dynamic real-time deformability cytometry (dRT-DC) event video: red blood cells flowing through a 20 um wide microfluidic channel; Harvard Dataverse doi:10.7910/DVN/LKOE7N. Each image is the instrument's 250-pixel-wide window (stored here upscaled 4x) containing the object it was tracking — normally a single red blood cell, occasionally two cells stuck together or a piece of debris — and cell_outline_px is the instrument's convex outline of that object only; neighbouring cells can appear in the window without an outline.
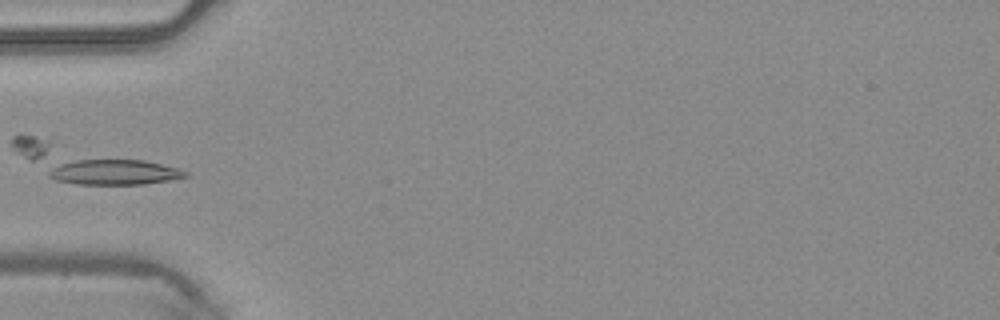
{"species": "common noctule bat (a hibernating species)", "species_latin": "Nyctalus noctula", "temperature_condition": "warm", "stored_images_in_passage": 4, "camera_frame_rate_fps": 3000, "um_per_image_px": 0.085, "animal": {"sex": "male", "body_mass_g": 20.4}, "frame": {"image": 1, "passage_image": 4, "time_ms": 1.0, "image_size_px": [1000, 320], "cell_outline_px": [[188, 176], [168, 180], [144, 184], [76, 184], [56, 180], [48, 176], [12, 148], [12, 136], [20, 132], [144, 160], [176, 168], [188, 172]], "centroid_in_image_um": [7.58, 13.88], "position_along_channel_um": 77.4, "area_um2": 35.2}}